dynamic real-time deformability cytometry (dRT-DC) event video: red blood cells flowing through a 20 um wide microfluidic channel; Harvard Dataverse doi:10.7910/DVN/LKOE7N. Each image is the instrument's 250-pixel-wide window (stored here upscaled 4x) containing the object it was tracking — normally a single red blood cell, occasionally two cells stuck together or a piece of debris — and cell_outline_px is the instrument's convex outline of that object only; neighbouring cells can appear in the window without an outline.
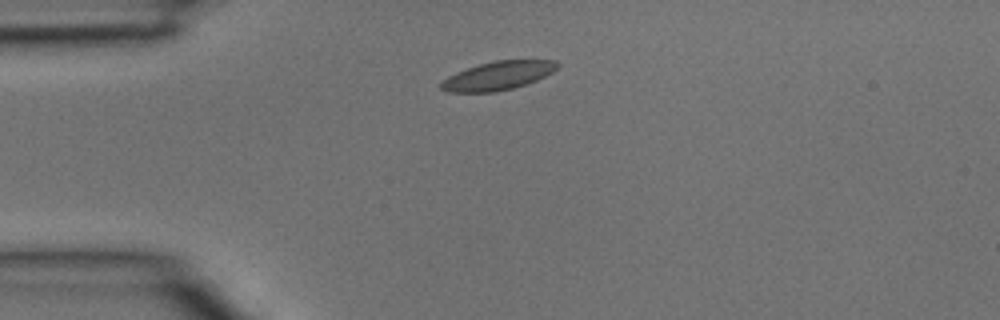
{"species": "common noctule bat (a hibernating species)", "species_latin": "Nyctalus noctula", "temperature_condition": "room temperature", "stored_images_in_passage": 31, "camera_frame_rate_fps": 3000, "um_per_image_px": 0.085, "animal": {"sex": "male", "body_mass_g": 15.6}, "frame": {"image": 1, "passage_image": 1, "time_ms": 0.0, "image_size_px": [1000, 320], "cell_outline_px": [[560, 64], [552, 72], [536, 80], [512, 88], [496, 92], [448, 92], [440, 88], [440, 84], [448, 76], [456, 72], [480, 64], [496, 60], [556, 60]], "centroid_in_image_um": [42.32, 6.43], "position_along_channel_um": 42.7, "area_um2": 19.13}}
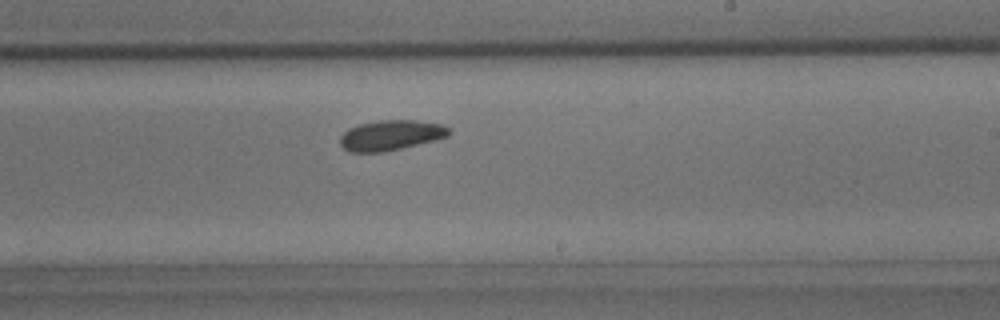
{"frame": {"image": 2, "passage_image": 15, "time_ms": 4.667, "image_size_px": [1000, 320], "cell_outline_px": [[452, 132], [448, 136], [384, 152], [348, 152], [340, 144], [340, 136], [348, 128], [360, 124], [380, 120], [416, 120], [440, 124], [448, 128]], "centroid_in_image_um": [33.18, 11.49], "position_along_channel_um": 255.8, "area_um2": 18.96}}
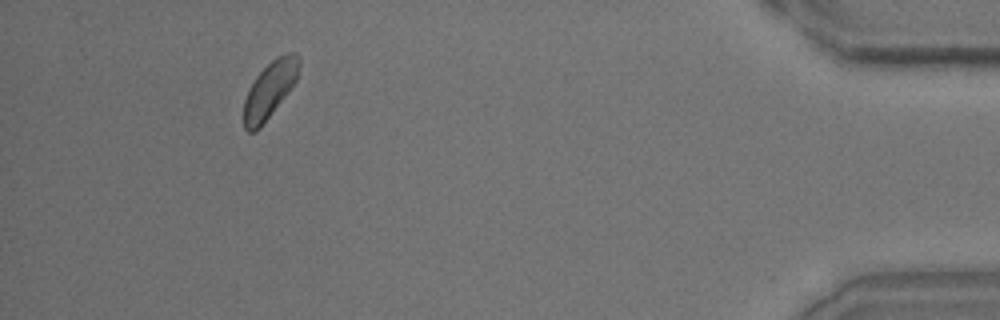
{"frame": {"image": 3, "passage_image": 28, "time_ms": 9.0, "image_size_px": [1000, 320], "cell_outline_px": [[300, 64], [296, 80], [260, 128], [256, 132], [248, 132], [244, 128], [244, 100], [248, 88], [256, 76], [276, 56], [288, 52], [296, 52], [300, 56]], "centroid_in_image_um": [22.92, 7.6], "position_along_channel_um": 412.3, "area_um2": 18.03}}